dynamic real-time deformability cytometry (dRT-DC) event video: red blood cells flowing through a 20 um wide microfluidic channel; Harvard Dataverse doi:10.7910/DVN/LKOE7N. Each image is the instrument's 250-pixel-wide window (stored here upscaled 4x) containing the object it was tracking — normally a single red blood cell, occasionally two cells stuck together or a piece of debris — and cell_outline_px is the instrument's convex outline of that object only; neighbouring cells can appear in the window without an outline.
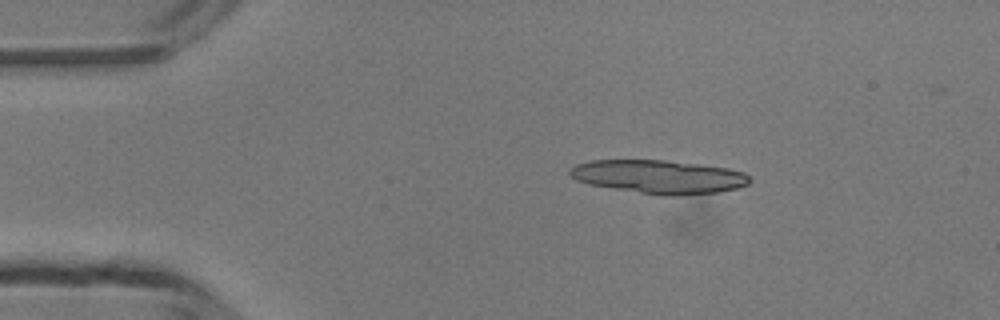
{"species": "common noctule bat (a hibernating species)", "species_latin": "Nyctalus noctula", "temperature_condition": "room temperature", "stored_images_in_passage": 5, "segment_of_instrument_passage": [1, 2], "camera_frame_rate_fps": 3000, "um_per_image_px": 0.085, "animal": {"sex": "male", "body_mass_g": 13.3}, "frame": {"image": 1, "passage_image": 2, "time_ms": 1.333, "image_size_px": [1000, 320], "cell_outline_px": [[752, 180], [748, 184], [736, 188], [720, 192], [676, 196], [660, 196], [588, 184], [576, 180], [568, 172], [576, 164], [592, 160], [664, 160], [728, 168], [744, 172]], "centroid_in_image_um": [56.02, 15.03], "position_along_channel_um": 29.0, "area_um2": 35.14}}